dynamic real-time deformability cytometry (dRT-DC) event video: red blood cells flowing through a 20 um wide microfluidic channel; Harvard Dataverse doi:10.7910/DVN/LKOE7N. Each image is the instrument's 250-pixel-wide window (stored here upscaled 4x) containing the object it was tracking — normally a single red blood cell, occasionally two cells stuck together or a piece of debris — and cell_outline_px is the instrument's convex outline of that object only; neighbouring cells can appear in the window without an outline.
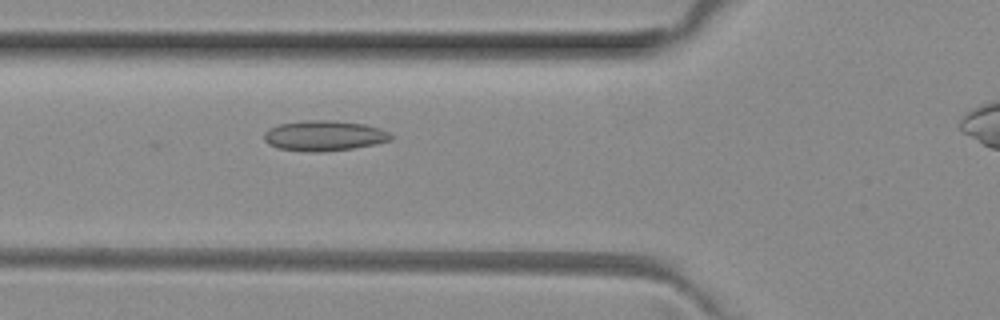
{"species": "common noctule bat (a hibernating species)", "species_latin": "Nyctalus noctula", "temperature_condition": "room temperature", "stored_images_in_passage": 37, "camera_frame_rate_fps": 3000, "um_per_image_px": 0.085, "animal": {"sex": "female", "body_mass_g": 29.2, "forearm_length_mm": 56.3}, "frame": {"image": 1, "passage_image": 11, "time_ms": 3.333, "image_size_px": [1000, 320], "cell_outline_px": [[392, 140], [376, 144], [352, 148], [320, 152], [312, 152], [280, 148], [268, 144], [264, 140], [264, 132], [268, 128], [276, 124], [304, 120], [332, 120], [364, 124], [380, 128], [388, 132], [392, 136]], "centroid_in_image_um": [27.53, 11.52], "position_along_channel_um": 98.3, "area_um2": 22.48}}
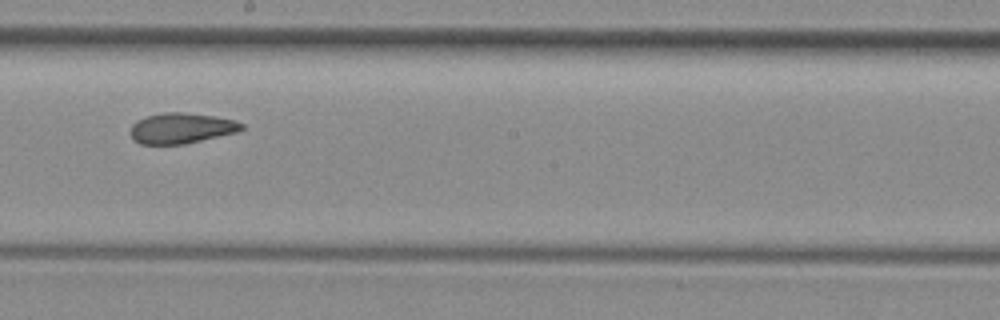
{"frame": {"image": 2, "passage_image": 21, "time_ms": 6.667, "image_size_px": [1000, 320], "cell_outline_px": [[244, 128], [240, 132], [184, 144], [140, 144], [132, 140], [128, 132], [132, 124], [136, 120], [144, 116], [164, 112], [180, 112], [216, 116], [236, 120], [244, 124]], "centroid_in_image_um": [15.4, 10.89], "position_along_channel_um": 232.8, "area_um2": 20.29}}
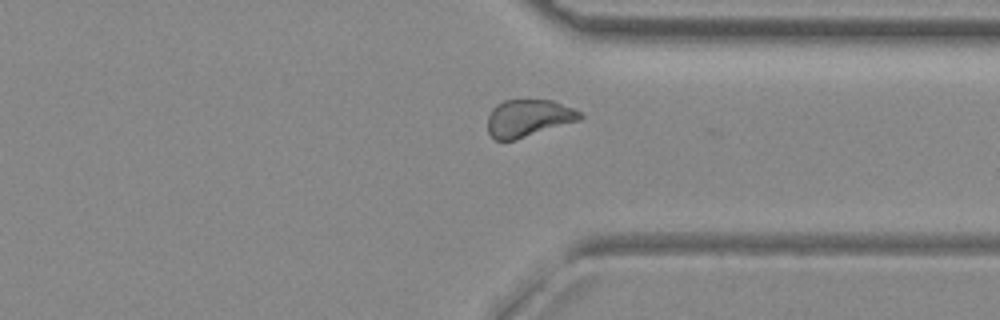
{"frame": {"image": 3, "passage_image": 31, "time_ms": 10.0, "image_size_px": [1000, 320], "cell_outline_px": [[584, 116], [580, 120], [516, 140], [496, 140], [488, 132], [488, 116], [492, 108], [496, 104], [504, 100], [520, 96], [552, 100], [572, 108], [580, 112]], "centroid_in_image_um": [44.9, 9.99], "position_along_channel_um": 366.5, "area_um2": 20.75}}